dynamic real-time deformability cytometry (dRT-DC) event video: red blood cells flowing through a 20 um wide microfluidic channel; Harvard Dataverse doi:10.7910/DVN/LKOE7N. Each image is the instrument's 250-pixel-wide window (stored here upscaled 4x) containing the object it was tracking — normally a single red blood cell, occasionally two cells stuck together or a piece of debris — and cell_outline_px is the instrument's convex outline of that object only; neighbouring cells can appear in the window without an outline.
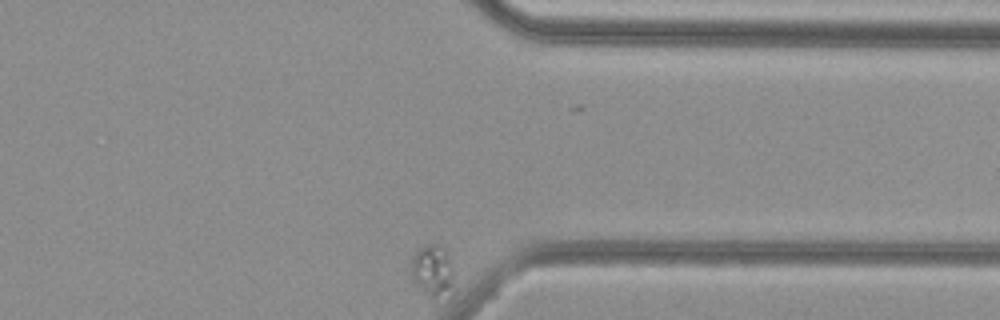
{"species": "common noctule bat (a hibernating species)", "species_latin": "Nyctalus noctula", "temperature_condition": "cold", "stored_images_in_passage": 59, "camera_frame_rate_fps": 3000, "um_per_image_px": 0.085, "animal": {"sex": "female", "body_mass_g": 29.2, "forearm_length_mm": 56.3}, "frame": {"image": 1, "passage_image": 59, "time_ms": 19.333, "image_size_px": [1000, 320], "cell_outline_px": [[456, 300], [432, 296], [424, 292], [412, 280], [408, 268], [416, 252], [420, 248], [428, 244], [436, 244], [444, 248], [452, 264], [456, 288]], "centroid_in_image_um": [36.86, 23.12], "position_along_channel_um": 374.5, "area_um2": 13.81}}